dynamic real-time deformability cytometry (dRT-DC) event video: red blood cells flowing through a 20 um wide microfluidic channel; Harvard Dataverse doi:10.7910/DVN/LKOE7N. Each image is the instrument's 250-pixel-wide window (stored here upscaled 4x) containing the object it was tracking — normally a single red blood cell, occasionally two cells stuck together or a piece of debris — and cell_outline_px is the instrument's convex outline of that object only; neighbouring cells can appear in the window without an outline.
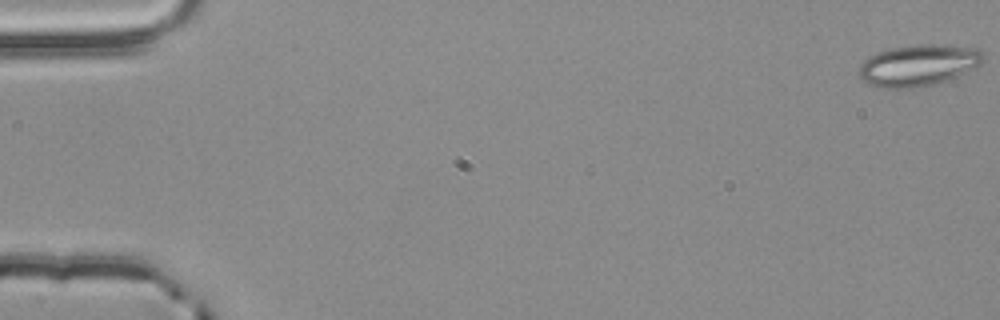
{"species": "common noctule bat (a hibernating species)", "species_latin": "Nyctalus noctula", "temperature_condition": "room temperature", "stored_images_in_passage": 17, "camera_frame_rate_fps": 3000, "um_per_image_px": 0.085, "animal": {"sex": "male", "body_mass_g": 20.4}, "frame": {"image": 1, "passage_image": 1, "time_ms": 0.0, "image_size_px": [1000, 320], "cell_outline_px": [[984, 60], [980, 64], [948, 80], [932, 84], [908, 88], [884, 88], [868, 84], [860, 76], [860, 64], [868, 56], [876, 52], [892, 48], [920, 44], [928, 44], [980, 48], [984, 52]], "centroid_in_image_um": [78.06, 5.53], "position_along_channel_um": 6.9, "area_um2": 29.71}}
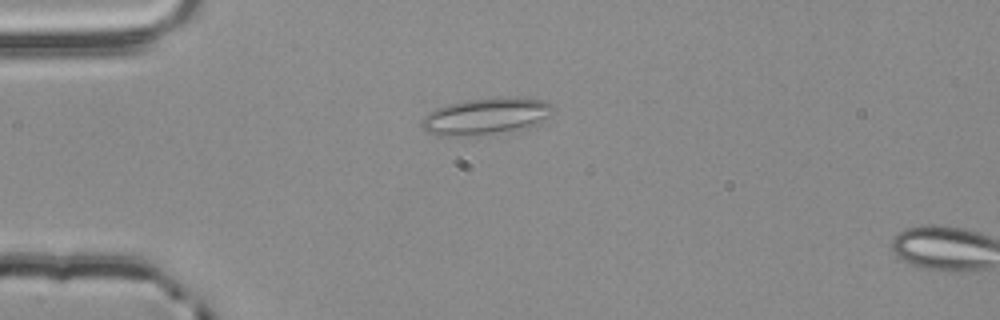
{"frame": {"image": 2, "passage_image": 15, "time_ms": 4.667, "image_size_px": [1000, 320], "cell_outline_px": [[552, 108], [548, 116], [532, 124], [516, 128], [496, 132], [464, 136], [436, 136], [428, 132], [420, 124], [420, 120], [428, 112], [436, 108], [448, 104], [464, 100], [500, 96], [516, 96], [544, 100], [552, 104]], "centroid_in_image_um": [41.21, 9.84], "position_along_channel_um": 43.8, "area_um2": 27.74}}